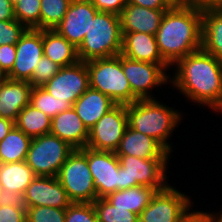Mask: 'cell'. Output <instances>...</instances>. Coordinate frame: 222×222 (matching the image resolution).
I'll return each instance as SVG.
<instances>
[{"label":"cell","mask_w":222,"mask_h":222,"mask_svg":"<svg viewBox=\"0 0 222 222\" xmlns=\"http://www.w3.org/2000/svg\"><path fill=\"white\" fill-rule=\"evenodd\" d=\"M16 58V45L0 46V72L6 76L12 69Z\"/></svg>","instance_id":"37"},{"label":"cell","mask_w":222,"mask_h":222,"mask_svg":"<svg viewBox=\"0 0 222 222\" xmlns=\"http://www.w3.org/2000/svg\"><path fill=\"white\" fill-rule=\"evenodd\" d=\"M97 12L90 0H72L64 18L54 29L78 48Z\"/></svg>","instance_id":"15"},{"label":"cell","mask_w":222,"mask_h":222,"mask_svg":"<svg viewBox=\"0 0 222 222\" xmlns=\"http://www.w3.org/2000/svg\"><path fill=\"white\" fill-rule=\"evenodd\" d=\"M27 29L16 19L0 21V46L16 45Z\"/></svg>","instance_id":"36"},{"label":"cell","mask_w":222,"mask_h":222,"mask_svg":"<svg viewBox=\"0 0 222 222\" xmlns=\"http://www.w3.org/2000/svg\"><path fill=\"white\" fill-rule=\"evenodd\" d=\"M4 75L0 72V82L4 79Z\"/></svg>","instance_id":"50"},{"label":"cell","mask_w":222,"mask_h":222,"mask_svg":"<svg viewBox=\"0 0 222 222\" xmlns=\"http://www.w3.org/2000/svg\"><path fill=\"white\" fill-rule=\"evenodd\" d=\"M128 4H134L148 9L169 10L164 0H126Z\"/></svg>","instance_id":"41"},{"label":"cell","mask_w":222,"mask_h":222,"mask_svg":"<svg viewBox=\"0 0 222 222\" xmlns=\"http://www.w3.org/2000/svg\"><path fill=\"white\" fill-rule=\"evenodd\" d=\"M35 177L36 175L26 161L1 164L0 187L2 190L24 195Z\"/></svg>","instance_id":"26"},{"label":"cell","mask_w":222,"mask_h":222,"mask_svg":"<svg viewBox=\"0 0 222 222\" xmlns=\"http://www.w3.org/2000/svg\"><path fill=\"white\" fill-rule=\"evenodd\" d=\"M50 133L74 149L85 148L89 138V131L73 107L52 118Z\"/></svg>","instance_id":"19"},{"label":"cell","mask_w":222,"mask_h":222,"mask_svg":"<svg viewBox=\"0 0 222 222\" xmlns=\"http://www.w3.org/2000/svg\"><path fill=\"white\" fill-rule=\"evenodd\" d=\"M14 206L15 208H26L23 195L8 190H2L0 194V206Z\"/></svg>","instance_id":"40"},{"label":"cell","mask_w":222,"mask_h":222,"mask_svg":"<svg viewBox=\"0 0 222 222\" xmlns=\"http://www.w3.org/2000/svg\"><path fill=\"white\" fill-rule=\"evenodd\" d=\"M195 6L199 9H208L211 7H222V0H194Z\"/></svg>","instance_id":"45"},{"label":"cell","mask_w":222,"mask_h":222,"mask_svg":"<svg viewBox=\"0 0 222 222\" xmlns=\"http://www.w3.org/2000/svg\"><path fill=\"white\" fill-rule=\"evenodd\" d=\"M128 126L127 105L117 104L89 130L86 147L115 152Z\"/></svg>","instance_id":"11"},{"label":"cell","mask_w":222,"mask_h":222,"mask_svg":"<svg viewBox=\"0 0 222 222\" xmlns=\"http://www.w3.org/2000/svg\"><path fill=\"white\" fill-rule=\"evenodd\" d=\"M13 5L17 4L20 0H10Z\"/></svg>","instance_id":"49"},{"label":"cell","mask_w":222,"mask_h":222,"mask_svg":"<svg viewBox=\"0 0 222 222\" xmlns=\"http://www.w3.org/2000/svg\"><path fill=\"white\" fill-rule=\"evenodd\" d=\"M122 38L119 15L98 11L77 48L79 60L88 62L121 54Z\"/></svg>","instance_id":"4"},{"label":"cell","mask_w":222,"mask_h":222,"mask_svg":"<svg viewBox=\"0 0 222 222\" xmlns=\"http://www.w3.org/2000/svg\"><path fill=\"white\" fill-rule=\"evenodd\" d=\"M43 54L61 68L80 61L77 48L55 29H43Z\"/></svg>","instance_id":"23"},{"label":"cell","mask_w":222,"mask_h":222,"mask_svg":"<svg viewBox=\"0 0 222 222\" xmlns=\"http://www.w3.org/2000/svg\"><path fill=\"white\" fill-rule=\"evenodd\" d=\"M121 55L135 61L167 64L159 53L156 36L143 32L123 35Z\"/></svg>","instance_id":"21"},{"label":"cell","mask_w":222,"mask_h":222,"mask_svg":"<svg viewBox=\"0 0 222 222\" xmlns=\"http://www.w3.org/2000/svg\"><path fill=\"white\" fill-rule=\"evenodd\" d=\"M43 55V29L28 28L16 44L15 62L5 77L30 81L36 64Z\"/></svg>","instance_id":"14"},{"label":"cell","mask_w":222,"mask_h":222,"mask_svg":"<svg viewBox=\"0 0 222 222\" xmlns=\"http://www.w3.org/2000/svg\"><path fill=\"white\" fill-rule=\"evenodd\" d=\"M75 149L51 133L31 139L26 162L36 176L56 177Z\"/></svg>","instance_id":"8"},{"label":"cell","mask_w":222,"mask_h":222,"mask_svg":"<svg viewBox=\"0 0 222 222\" xmlns=\"http://www.w3.org/2000/svg\"><path fill=\"white\" fill-rule=\"evenodd\" d=\"M136 222H145V221H143V220L139 217Z\"/></svg>","instance_id":"51"},{"label":"cell","mask_w":222,"mask_h":222,"mask_svg":"<svg viewBox=\"0 0 222 222\" xmlns=\"http://www.w3.org/2000/svg\"><path fill=\"white\" fill-rule=\"evenodd\" d=\"M30 105L36 109H39L50 118H53L57 114L72 107V105L67 101H58L42 86H36L32 88Z\"/></svg>","instance_id":"29"},{"label":"cell","mask_w":222,"mask_h":222,"mask_svg":"<svg viewBox=\"0 0 222 222\" xmlns=\"http://www.w3.org/2000/svg\"><path fill=\"white\" fill-rule=\"evenodd\" d=\"M93 206L99 222H136L139 215L126 208L114 207L105 198H98Z\"/></svg>","instance_id":"31"},{"label":"cell","mask_w":222,"mask_h":222,"mask_svg":"<svg viewBox=\"0 0 222 222\" xmlns=\"http://www.w3.org/2000/svg\"><path fill=\"white\" fill-rule=\"evenodd\" d=\"M86 156L98 198L120 190L119 158L115 152L99 151L88 147L80 149Z\"/></svg>","instance_id":"12"},{"label":"cell","mask_w":222,"mask_h":222,"mask_svg":"<svg viewBox=\"0 0 222 222\" xmlns=\"http://www.w3.org/2000/svg\"><path fill=\"white\" fill-rule=\"evenodd\" d=\"M169 184L157 191L139 217L145 222H195L201 211L192 210L194 202L185 192ZM193 202V203H192ZM192 210V211H191Z\"/></svg>","instance_id":"7"},{"label":"cell","mask_w":222,"mask_h":222,"mask_svg":"<svg viewBox=\"0 0 222 222\" xmlns=\"http://www.w3.org/2000/svg\"><path fill=\"white\" fill-rule=\"evenodd\" d=\"M174 66L170 86L190 103L214 111L222 101V61L200 49Z\"/></svg>","instance_id":"1"},{"label":"cell","mask_w":222,"mask_h":222,"mask_svg":"<svg viewBox=\"0 0 222 222\" xmlns=\"http://www.w3.org/2000/svg\"><path fill=\"white\" fill-rule=\"evenodd\" d=\"M65 222H99L93 203H71L66 208Z\"/></svg>","instance_id":"35"},{"label":"cell","mask_w":222,"mask_h":222,"mask_svg":"<svg viewBox=\"0 0 222 222\" xmlns=\"http://www.w3.org/2000/svg\"><path fill=\"white\" fill-rule=\"evenodd\" d=\"M14 5L10 0H0V21L14 20Z\"/></svg>","instance_id":"42"},{"label":"cell","mask_w":222,"mask_h":222,"mask_svg":"<svg viewBox=\"0 0 222 222\" xmlns=\"http://www.w3.org/2000/svg\"><path fill=\"white\" fill-rule=\"evenodd\" d=\"M213 112H217V114L219 113L222 115V101Z\"/></svg>","instance_id":"48"},{"label":"cell","mask_w":222,"mask_h":222,"mask_svg":"<svg viewBox=\"0 0 222 222\" xmlns=\"http://www.w3.org/2000/svg\"><path fill=\"white\" fill-rule=\"evenodd\" d=\"M60 68L61 67L55 62L43 55L42 58L37 62L36 68L32 74V79L29 81V83L33 87L43 86L57 74Z\"/></svg>","instance_id":"34"},{"label":"cell","mask_w":222,"mask_h":222,"mask_svg":"<svg viewBox=\"0 0 222 222\" xmlns=\"http://www.w3.org/2000/svg\"><path fill=\"white\" fill-rule=\"evenodd\" d=\"M41 0H20L14 5L15 19L30 29H40Z\"/></svg>","instance_id":"32"},{"label":"cell","mask_w":222,"mask_h":222,"mask_svg":"<svg viewBox=\"0 0 222 222\" xmlns=\"http://www.w3.org/2000/svg\"><path fill=\"white\" fill-rule=\"evenodd\" d=\"M116 105L117 103L110 97L89 87L72 107L89 131L102 116Z\"/></svg>","instance_id":"22"},{"label":"cell","mask_w":222,"mask_h":222,"mask_svg":"<svg viewBox=\"0 0 222 222\" xmlns=\"http://www.w3.org/2000/svg\"><path fill=\"white\" fill-rule=\"evenodd\" d=\"M33 86L29 81L7 77L0 82V114L3 118L16 121L20 111L30 104Z\"/></svg>","instance_id":"18"},{"label":"cell","mask_w":222,"mask_h":222,"mask_svg":"<svg viewBox=\"0 0 222 222\" xmlns=\"http://www.w3.org/2000/svg\"><path fill=\"white\" fill-rule=\"evenodd\" d=\"M98 11L111 12L120 14L125 5L126 0H90Z\"/></svg>","instance_id":"39"},{"label":"cell","mask_w":222,"mask_h":222,"mask_svg":"<svg viewBox=\"0 0 222 222\" xmlns=\"http://www.w3.org/2000/svg\"><path fill=\"white\" fill-rule=\"evenodd\" d=\"M89 71L90 88L100 91L117 104H132L138 98L132 93L124 74L121 54L109 58L86 62Z\"/></svg>","instance_id":"5"},{"label":"cell","mask_w":222,"mask_h":222,"mask_svg":"<svg viewBox=\"0 0 222 222\" xmlns=\"http://www.w3.org/2000/svg\"><path fill=\"white\" fill-rule=\"evenodd\" d=\"M166 11L127 3L119 14L122 36L132 32L156 35Z\"/></svg>","instance_id":"17"},{"label":"cell","mask_w":222,"mask_h":222,"mask_svg":"<svg viewBox=\"0 0 222 222\" xmlns=\"http://www.w3.org/2000/svg\"><path fill=\"white\" fill-rule=\"evenodd\" d=\"M56 177L72 203H93L97 200L87 156L80 149H75L68 156Z\"/></svg>","instance_id":"9"},{"label":"cell","mask_w":222,"mask_h":222,"mask_svg":"<svg viewBox=\"0 0 222 222\" xmlns=\"http://www.w3.org/2000/svg\"><path fill=\"white\" fill-rule=\"evenodd\" d=\"M158 190L148 186H134L125 190H118L109 194L105 199L114 207L126 208L128 211L140 215L150 204Z\"/></svg>","instance_id":"25"},{"label":"cell","mask_w":222,"mask_h":222,"mask_svg":"<svg viewBox=\"0 0 222 222\" xmlns=\"http://www.w3.org/2000/svg\"><path fill=\"white\" fill-rule=\"evenodd\" d=\"M165 4L170 8H190L195 6L194 0H164Z\"/></svg>","instance_id":"44"},{"label":"cell","mask_w":222,"mask_h":222,"mask_svg":"<svg viewBox=\"0 0 222 222\" xmlns=\"http://www.w3.org/2000/svg\"><path fill=\"white\" fill-rule=\"evenodd\" d=\"M202 49L222 61V7L203 9Z\"/></svg>","instance_id":"24"},{"label":"cell","mask_w":222,"mask_h":222,"mask_svg":"<svg viewBox=\"0 0 222 222\" xmlns=\"http://www.w3.org/2000/svg\"><path fill=\"white\" fill-rule=\"evenodd\" d=\"M31 137L14 126L0 141V160L2 163L26 161Z\"/></svg>","instance_id":"27"},{"label":"cell","mask_w":222,"mask_h":222,"mask_svg":"<svg viewBox=\"0 0 222 222\" xmlns=\"http://www.w3.org/2000/svg\"><path fill=\"white\" fill-rule=\"evenodd\" d=\"M52 118L32 105H26L19 113L15 126L31 138L48 134Z\"/></svg>","instance_id":"28"},{"label":"cell","mask_w":222,"mask_h":222,"mask_svg":"<svg viewBox=\"0 0 222 222\" xmlns=\"http://www.w3.org/2000/svg\"><path fill=\"white\" fill-rule=\"evenodd\" d=\"M23 197L26 208L49 206L66 209L72 203L57 177L36 176Z\"/></svg>","instance_id":"16"},{"label":"cell","mask_w":222,"mask_h":222,"mask_svg":"<svg viewBox=\"0 0 222 222\" xmlns=\"http://www.w3.org/2000/svg\"><path fill=\"white\" fill-rule=\"evenodd\" d=\"M201 213L210 221V222H222V210L217 212H205L201 211ZM216 213V214H215Z\"/></svg>","instance_id":"46"},{"label":"cell","mask_w":222,"mask_h":222,"mask_svg":"<svg viewBox=\"0 0 222 222\" xmlns=\"http://www.w3.org/2000/svg\"><path fill=\"white\" fill-rule=\"evenodd\" d=\"M120 162V190L134 186H148L158 191L169 184L168 161L171 158H137L131 155H117Z\"/></svg>","instance_id":"6"},{"label":"cell","mask_w":222,"mask_h":222,"mask_svg":"<svg viewBox=\"0 0 222 222\" xmlns=\"http://www.w3.org/2000/svg\"><path fill=\"white\" fill-rule=\"evenodd\" d=\"M58 101H67L72 106L90 87L89 71L86 62L62 67L57 74L43 86Z\"/></svg>","instance_id":"13"},{"label":"cell","mask_w":222,"mask_h":222,"mask_svg":"<svg viewBox=\"0 0 222 222\" xmlns=\"http://www.w3.org/2000/svg\"><path fill=\"white\" fill-rule=\"evenodd\" d=\"M195 222H210V221L202 213H200Z\"/></svg>","instance_id":"47"},{"label":"cell","mask_w":222,"mask_h":222,"mask_svg":"<svg viewBox=\"0 0 222 222\" xmlns=\"http://www.w3.org/2000/svg\"><path fill=\"white\" fill-rule=\"evenodd\" d=\"M66 209L49 206L26 208V222H65Z\"/></svg>","instance_id":"33"},{"label":"cell","mask_w":222,"mask_h":222,"mask_svg":"<svg viewBox=\"0 0 222 222\" xmlns=\"http://www.w3.org/2000/svg\"><path fill=\"white\" fill-rule=\"evenodd\" d=\"M15 126V122L8 118H0V141H2L9 131Z\"/></svg>","instance_id":"43"},{"label":"cell","mask_w":222,"mask_h":222,"mask_svg":"<svg viewBox=\"0 0 222 222\" xmlns=\"http://www.w3.org/2000/svg\"><path fill=\"white\" fill-rule=\"evenodd\" d=\"M182 113L157 98L127 104L128 126L155 139L170 154L174 149L169 140L183 120Z\"/></svg>","instance_id":"3"},{"label":"cell","mask_w":222,"mask_h":222,"mask_svg":"<svg viewBox=\"0 0 222 222\" xmlns=\"http://www.w3.org/2000/svg\"><path fill=\"white\" fill-rule=\"evenodd\" d=\"M116 155H131L137 158H170L168 153L155 139L127 126L123 138L115 151Z\"/></svg>","instance_id":"20"},{"label":"cell","mask_w":222,"mask_h":222,"mask_svg":"<svg viewBox=\"0 0 222 222\" xmlns=\"http://www.w3.org/2000/svg\"><path fill=\"white\" fill-rule=\"evenodd\" d=\"M121 63L131 91L138 99H156L155 94L152 95V89H161L166 83L170 85V75L167 72L172 68L168 64L135 61L123 55Z\"/></svg>","instance_id":"10"},{"label":"cell","mask_w":222,"mask_h":222,"mask_svg":"<svg viewBox=\"0 0 222 222\" xmlns=\"http://www.w3.org/2000/svg\"><path fill=\"white\" fill-rule=\"evenodd\" d=\"M0 222H26V208L0 206Z\"/></svg>","instance_id":"38"},{"label":"cell","mask_w":222,"mask_h":222,"mask_svg":"<svg viewBox=\"0 0 222 222\" xmlns=\"http://www.w3.org/2000/svg\"><path fill=\"white\" fill-rule=\"evenodd\" d=\"M203 10L197 6L165 12L156 33L158 50L172 68L180 59L202 49Z\"/></svg>","instance_id":"2"},{"label":"cell","mask_w":222,"mask_h":222,"mask_svg":"<svg viewBox=\"0 0 222 222\" xmlns=\"http://www.w3.org/2000/svg\"><path fill=\"white\" fill-rule=\"evenodd\" d=\"M72 0H41L40 30L54 29L64 18Z\"/></svg>","instance_id":"30"}]
</instances>
